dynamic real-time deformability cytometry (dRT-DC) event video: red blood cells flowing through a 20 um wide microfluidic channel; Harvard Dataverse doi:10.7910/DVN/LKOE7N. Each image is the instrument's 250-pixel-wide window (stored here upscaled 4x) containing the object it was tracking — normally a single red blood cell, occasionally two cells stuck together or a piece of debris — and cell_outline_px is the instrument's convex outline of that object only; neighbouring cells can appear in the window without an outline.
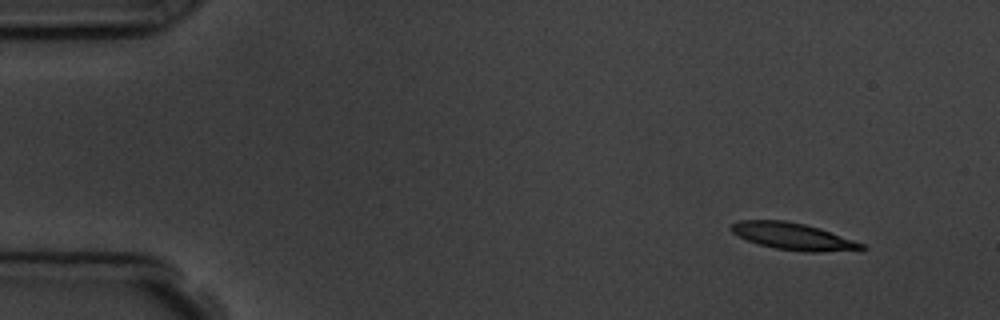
{"species": "common noctule bat (a hibernating species)", "species_latin": "Nyctalus noctula", "temperature_condition": "room temperature", "stored_images_in_passage": 5, "camera_frame_rate_fps": 3000, "um_per_image_px": 0.085, "animal": {"sex": "male", "body_mass_g": 19.5, "forearm_length_mm": 54.6}, "frame": {"image": 1, "passage_image": 1, "time_ms": 0.0, "image_size_px": [1000, 320], "cell_outline_px": [[868, 248], [860, 252], [804, 252], [776, 248], [760, 244], [748, 240], [732, 232], [728, 228], [732, 224], [740, 220], [784, 220], [804, 224], [820, 228], [864, 244]], "centroid_in_image_um": [67.52, 20.11], "position_along_channel_um": 17.5, "area_um2": 20.69}}